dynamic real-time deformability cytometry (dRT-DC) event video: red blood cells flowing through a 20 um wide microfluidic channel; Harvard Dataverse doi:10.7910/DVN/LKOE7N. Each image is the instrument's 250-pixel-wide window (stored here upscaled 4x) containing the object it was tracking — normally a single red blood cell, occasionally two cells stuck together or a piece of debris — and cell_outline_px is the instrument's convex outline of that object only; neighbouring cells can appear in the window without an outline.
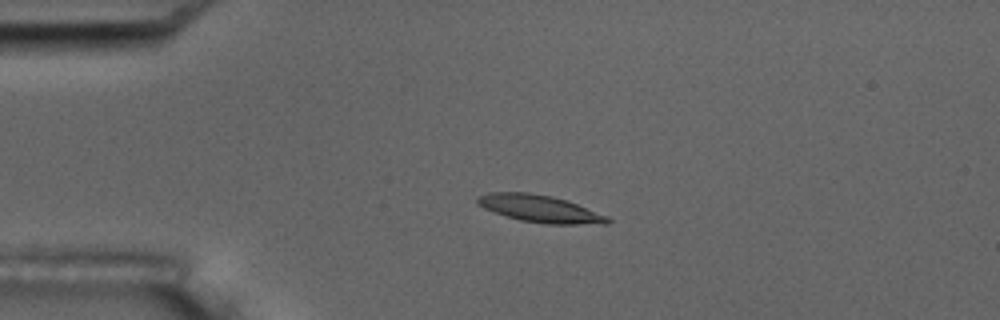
{"species": "common noctule bat (a hibernating species)", "species_latin": "Nyctalus noctula", "temperature_condition": "room temperature", "stored_images_in_passage": 5, "camera_frame_rate_fps": 3000, "um_per_image_px": 0.085, "animal": {"sex": "male", "body_mass_g": 17.5, "forearm_length_mm": 52.3}, "frame": {"image": 1, "passage_image": 4, "time_ms": 3.333, "image_size_px": [1000, 320], "cell_outline_px": [[612, 220], [608, 224], [548, 224], [520, 220], [484, 208], [476, 204], [476, 196], [488, 192], [528, 192], [552, 196], [568, 200], [608, 216]], "centroid_in_image_um": [45.91, 17.73], "position_along_channel_um": 39.1, "area_um2": 20.75}}